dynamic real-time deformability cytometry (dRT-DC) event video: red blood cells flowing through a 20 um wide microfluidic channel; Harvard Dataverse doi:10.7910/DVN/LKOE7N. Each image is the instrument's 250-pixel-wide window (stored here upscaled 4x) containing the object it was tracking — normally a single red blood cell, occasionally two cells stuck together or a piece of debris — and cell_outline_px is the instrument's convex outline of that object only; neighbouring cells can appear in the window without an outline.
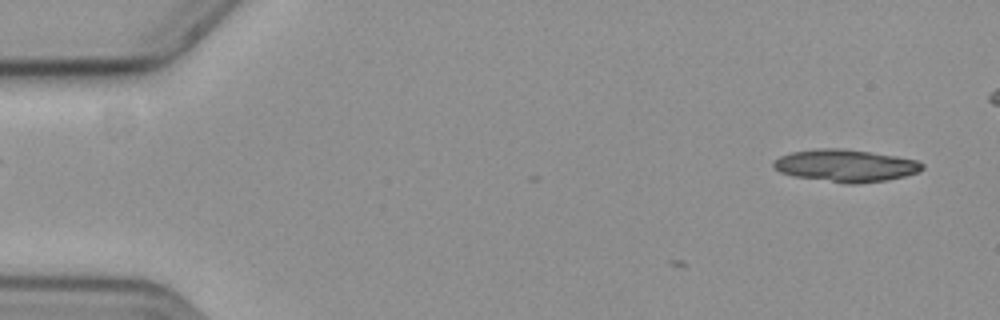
{"species": "common noctule bat (a hibernating species)", "species_latin": "Nyctalus noctula", "temperature_condition": "cold", "stored_images_in_passage": 2, "camera_frame_rate_fps": 3000, "um_per_image_px": 0.085, "animal": {"sex": "female", "body_mass_g": 19.3, "forearm_length_mm": 54.1}, "frame": {"image": 1, "passage_image": 2, "time_ms": 0.333, "image_size_px": [1000, 320], "cell_outline_px": [[924, 168], [916, 172], [904, 176], [888, 180], [856, 184], [848, 184], [792, 176], [780, 172], [772, 168], [772, 160], [780, 156], [792, 152], [816, 148], [840, 148], [872, 152], [896, 156], [916, 160], [924, 164]], "centroid_in_image_um": [71.83, 14.08], "position_along_channel_um": 13.2, "area_um2": 28.21}}